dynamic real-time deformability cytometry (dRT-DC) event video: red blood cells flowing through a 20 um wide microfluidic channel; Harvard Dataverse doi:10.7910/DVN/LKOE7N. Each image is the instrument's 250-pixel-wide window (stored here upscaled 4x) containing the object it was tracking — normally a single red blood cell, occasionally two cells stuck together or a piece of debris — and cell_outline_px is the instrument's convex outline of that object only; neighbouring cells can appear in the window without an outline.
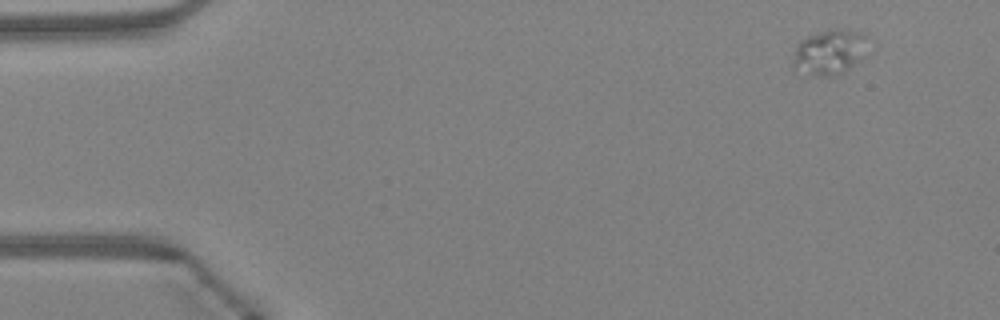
{"species": "Egyptian fruit bat (a non-hibernating species)", "species_latin": "Rousettus aegyptiacus", "temperature_condition": "warm", "stored_images_in_passage": 45, "camera_frame_rate_fps": 3000, "um_per_image_px": 0.085, "animal": {"sex": "female"}, "frame": {"image": 1, "passage_image": 1, "time_ms": 0.0, "image_size_px": [1000, 320], "cell_outline_px": [[864, 36], [860, 56], [848, 68], [832, 76], [816, 76], [792, 68], [792, 56], [796, 44], [800, 40], [808, 36], [828, 28], [840, 28], [864, 32]], "centroid_in_image_um": [70.36, 4.39], "position_along_channel_um": 14.6, "area_um2": 19.19}}
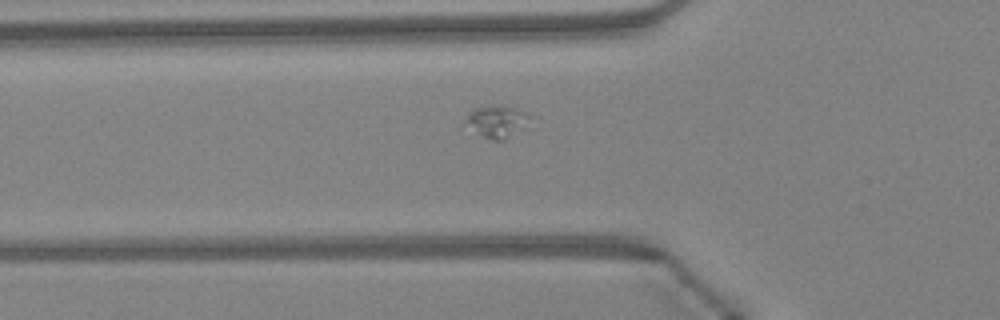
{"frame": {"image": 2, "passage_image": 14, "time_ms": 4.333, "image_size_px": [1000, 320], "cell_outline_px": [[532, 128], [504, 140], [492, 140], [476, 132], [468, 120], [468, 112], [472, 108], [492, 104], [504, 104], [524, 112], [532, 116]], "centroid_in_image_um": [42.43, 10.31], "position_along_channel_um": 83.4, "area_um2": 12.54}}
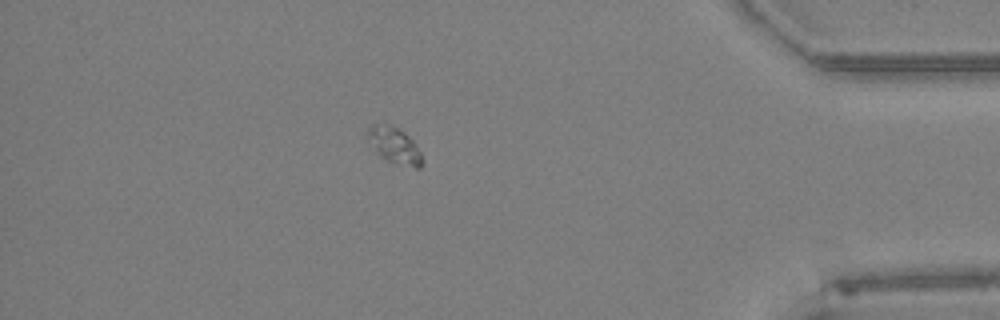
{"frame": {"image": 3, "passage_image": 39, "time_ms": 12.667, "image_size_px": [1000, 320], "cell_outline_px": [[424, 164], [420, 168], [416, 168], [396, 164], [384, 160], [376, 152], [368, 136], [368, 128], [372, 124], [392, 124], [404, 132], [412, 140], [420, 152], [424, 160]], "centroid_in_image_um": [33.56, 12.39], "position_along_channel_um": 401.6, "area_um2": 11.56}}